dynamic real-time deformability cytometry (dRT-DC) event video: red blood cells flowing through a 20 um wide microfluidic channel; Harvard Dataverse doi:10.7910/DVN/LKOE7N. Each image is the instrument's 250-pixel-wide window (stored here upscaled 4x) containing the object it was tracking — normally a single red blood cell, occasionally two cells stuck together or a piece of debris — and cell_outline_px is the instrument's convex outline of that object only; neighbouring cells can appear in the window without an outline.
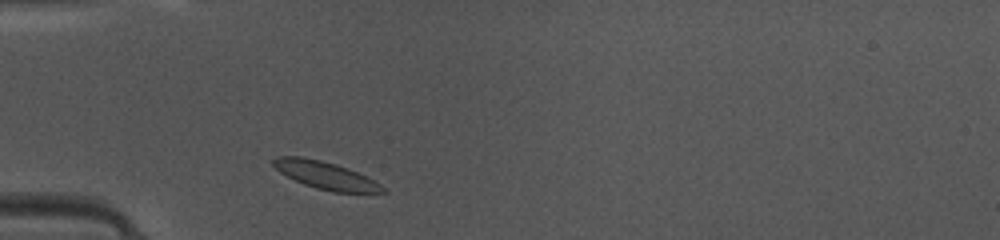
{"species": "common noctule bat (a hibernating species)", "species_latin": "Nyctalus noctula", "temperature_condition": "warm", "stored_images_in_passage": 36, "camera_frame_rate_fps": 3000, "um_per_image_px": 0.085, "animal": {"sex": "female", "body_mass_g": 10.0, "forearm_length_mm": 53.1}, "frame": {"image": 1, "passage_image": 2, "time_ms": 0.333, "image_size_px": [1000, 240], "cell_outline_px": [[388, 192], [332, 192], [316, 188], [304, 184], [280, 172], [272, 164], [272, 160], [276, 156], [300, 156], [320, 160], [336, 164], [348, 168], [380, 184]], "centroid_in_image_um": [27.63, 14.89], "position_along_channel_um": 57.4, "area_um2": 17.22}}
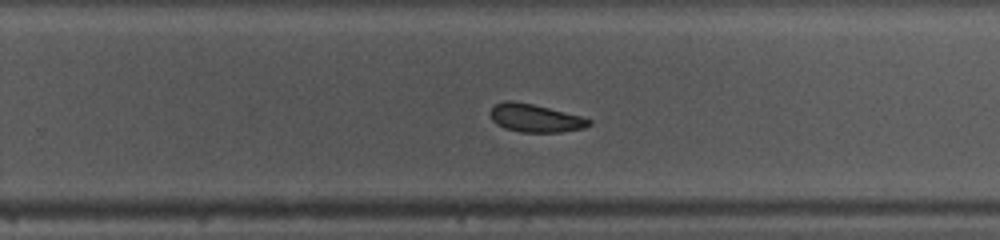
{"frame": {"image": 2, "passage_image": 19, "time_ms": 6.0, "image_size_px": [1000, 240], "cell_outline_px": [[592, 124], [584, 128], [560, 132], [520, 132], [504, 128], [496, 124], [492, 120], [488, 112], [496, 104], [504, 100], [512, 100], [532, 104], [580, 116], [592, 120]], "centroid_in_image_um": [45.46, 10.04], "position_along_channel_um": 284.3, "area_um2": 16.13}}
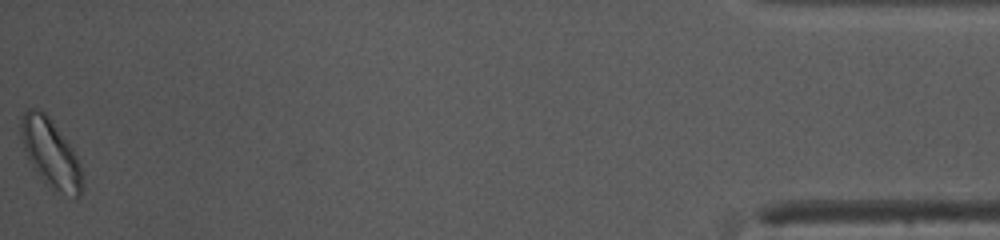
{"frame": {"image": 3, "passage_image": 36, "time_ms": 11.667, "image_size_px": [1000, 240], "cell_outline_px": [[84, 188], [80, 196], [76, 196], [52, 192], [24, 152], [20, 136], [20, 116], [28, 108], [36, 108], [44, 112], [52, 120], [72, 148], [80, 164]], "centroid_in_image_um": [4.3, 13.02], "position_along_channel_um": 430.9, "area_um2": 24.57}, "authors_computed_cell_mechanics": {"area_um2": 16.9065, "velocity_mm_per_s": 4.1227, "shape_relaxation_time_tau1_ms": 4.0685, "shape_relaxation_time_tau2_ms": null, "deformation_change_tau1": 0.0959, "deformation_change_tau2": null}}